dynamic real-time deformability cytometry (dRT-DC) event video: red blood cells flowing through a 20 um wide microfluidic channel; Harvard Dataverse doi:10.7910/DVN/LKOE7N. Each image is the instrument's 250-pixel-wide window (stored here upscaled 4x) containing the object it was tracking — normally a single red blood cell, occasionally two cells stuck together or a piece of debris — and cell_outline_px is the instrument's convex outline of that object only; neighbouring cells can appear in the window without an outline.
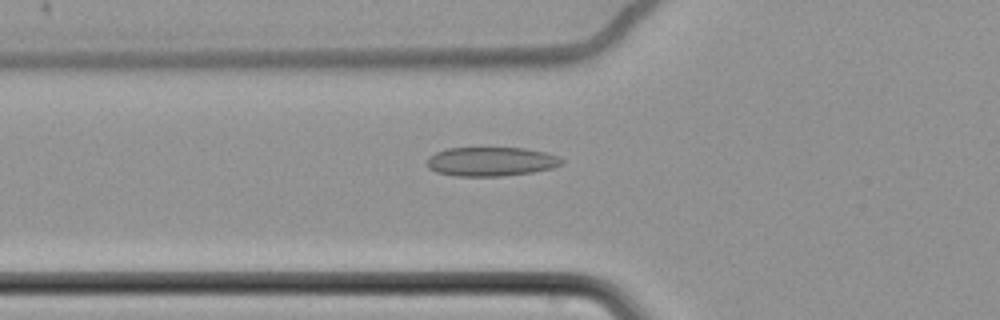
{"species": "common noctule bat (a hibernating species)", "species_latin": "Nyctalus noctula", "temperature_condition": "cold", "stored_images_in_passage": 56, "camera_frame_rate_fps": 3000, "um_per_image_px": 0.085, "animal": {"sex": "female", "body_mass_g": 22.7, "forearm_length_mm": 54.2}, "frame": {"image": 1, "passage_image": 18, "time_ms": 5.667, "image_size_px": [1000, 320], "cell_outline_px": [[564, 160], [560, 164], [552, 168], [532, 172], [500, 176], [456, 176], [436, 172], [428, 168], [428, 156], [436, 152], [448, 148], [524, 148], [544, 152], [560, 156]], "centroid_in_image_um": [41.73, 13.73], "position_along_channel_um": 84.1, "area_um2": 22.77}}
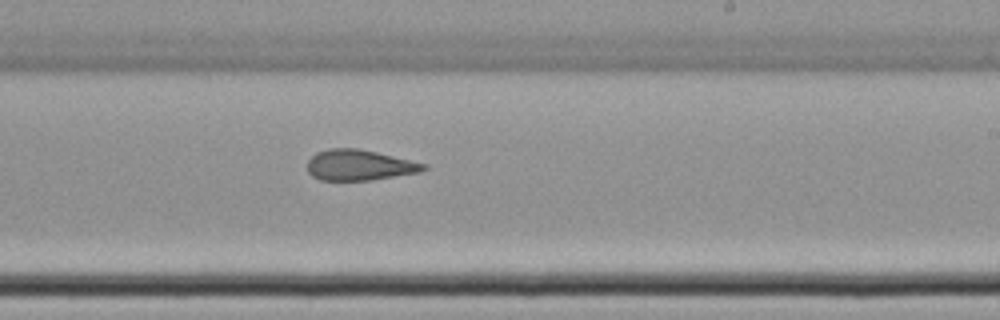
{"frame": {"image": 2, "passage_image": 33, "time_ms": 10.667, "image_size_px": [1000, 320], "cell_outline_px": [[428, 168], [420, 172], [372, 180], [320, 180], [312, 176], [308, 172], [308, 160], [316, 152], [328, 148], [356, 148], [376, 152], [428, 164]], "centroid_in_image_um": [30.55, 14.03], "position_along_channel_um": 258.5, "area_um2": 20.81}}
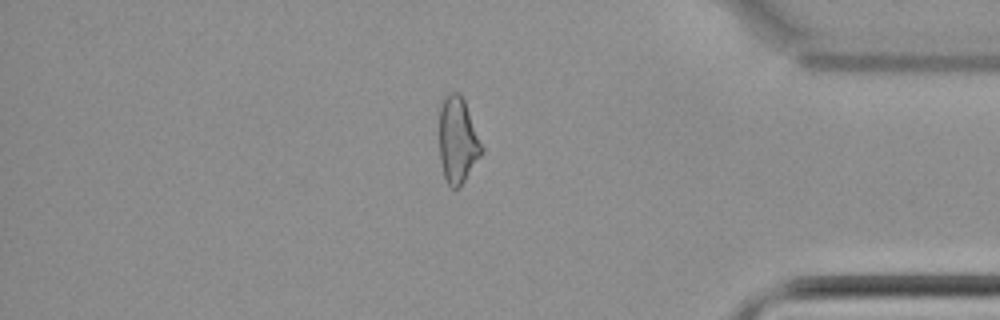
{"frame": {"image": 3, "passage_image": 47, "time_ms": 15.333, "image_size_px": [1000, 320], "cell_outline_px": [[484, 152], [460, 188], [452, 188], [448, 184], [444, 176], [440, 160], [440, 108], [444, 96], [448, 92], [456, 92], [464, 100], [484, 148]], "centroid_in_image_um": [38.92, 11.95], "position_along_channel_um": 396.3, "area_um2": 21.33}, "authors_computed_cell_mechanics": {"area_um2": 22.3686, "velocity_mm_per_s": 3.4856, "shape_relaxation_time_tau1_ms": 5.4188, "shape_relaxation_time_tau2_ms": 3.3783, "deformation_change_tau1": 0.1038, "deformation_change_tau2": 0.1108}}